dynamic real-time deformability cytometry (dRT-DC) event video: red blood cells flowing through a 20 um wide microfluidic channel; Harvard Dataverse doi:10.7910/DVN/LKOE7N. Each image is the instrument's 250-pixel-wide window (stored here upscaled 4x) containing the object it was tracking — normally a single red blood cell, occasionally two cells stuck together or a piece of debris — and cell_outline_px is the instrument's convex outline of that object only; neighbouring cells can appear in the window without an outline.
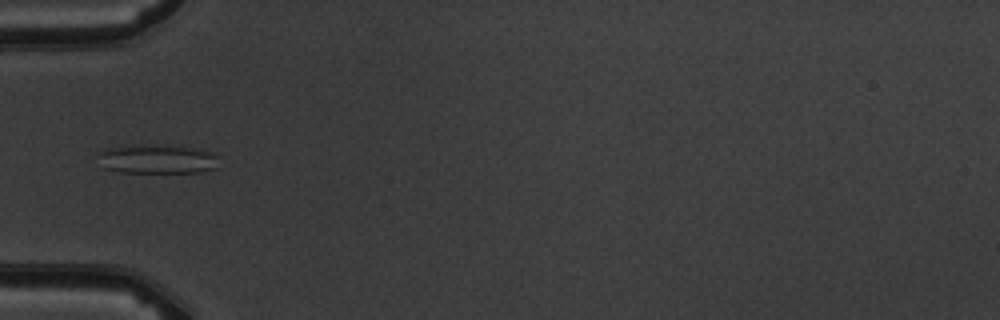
{"species": "common noctule bat (a hibernating species)", "species_latin": "Nyctalus noctula", "temperature_condition": "warm", "stored_images_in_passage": 1, "camera_frame_rate_fps": 3000, "um_per_image_px": 0.085, "animal": {"sex": "male", "body_mass_g": 19.5, "forearm_length_mm": 54.6}, "frame": {"image": 1, "passage_image": 1, "time_ms": 0.0, "image_size_px": [1000, 320], "cell_outline_px": [[216, 168], [200, 172], [120, 172], [104, 168], [100, 152], [104, 148], [124, 144], [200, 148], [212, 152], [216, 156]], "centroid_in_image_um": [13.36, 13.51], "position_along_channel_um": 71.6, "area_um2": 20.29}}